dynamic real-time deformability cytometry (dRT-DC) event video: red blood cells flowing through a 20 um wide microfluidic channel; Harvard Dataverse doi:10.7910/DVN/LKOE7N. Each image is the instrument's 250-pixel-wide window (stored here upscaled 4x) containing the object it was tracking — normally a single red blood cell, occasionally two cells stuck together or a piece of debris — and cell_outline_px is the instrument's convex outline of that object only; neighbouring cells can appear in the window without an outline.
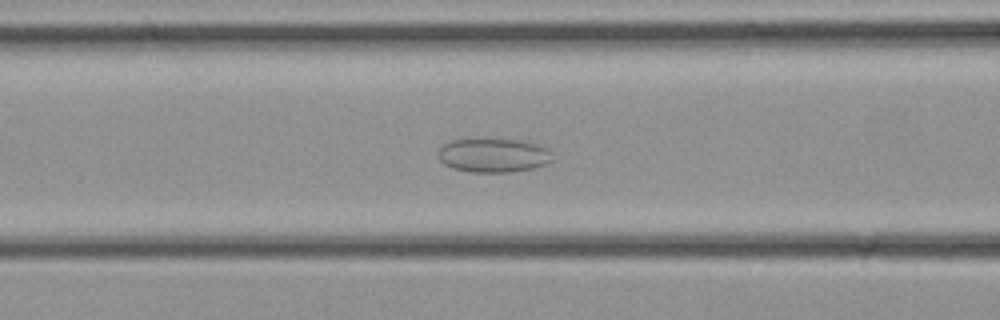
{"species": "common noctule bat (a hibernating species)", "species_latin": "Nyctalus noctula", "temperature_condition": "cold", "stored_images_in_passage": 34, "camera_frame_rate_fps": 3000, "um_per_image_px": 0.085, "animal": {"sex": "female", "body_mass_g": 21.9}, "frame": {"image": 1, "passage_image": 14, "time_ms": 4.333, "image_size_px": [1000, 320], "cell_outline_px": [[552, 160], [544, 164], [532, 168], [512, 172], [472, 172], [452, 168], [444, 164], [440, 160], [436, 152], [444, 144], [452, 140], [528, 140], [540, 144], [548, 148], [552, 152]], "centroid_in_image_um": [41.97, 13.2], "position_along_channel_um": 124.6, "area_um2": 22.66}}
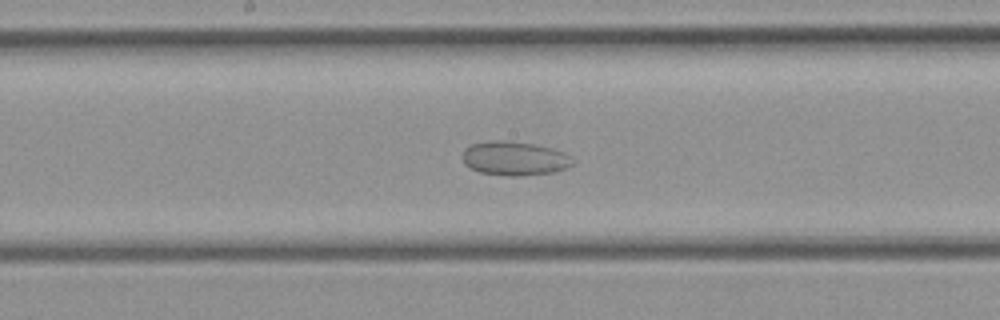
{"frame": {"image": 2, "passage_image": 18, "time_ms": 5.667, "image_size_px": [1000, 320], "cell_outline_px": [[572, 164], [564, 168], [552, 172], [520, 176], [504, 176], [480, 172], [464, 164], [464, 148], [472, 144], [488, 140], [504, 140], [532, 144], [552, 148], [564, 152], [572, 156]], "centroid_in_image_um": [43.72, 13.46], "position_along_channel_um": 204.5, "area_um2": 21.73}}
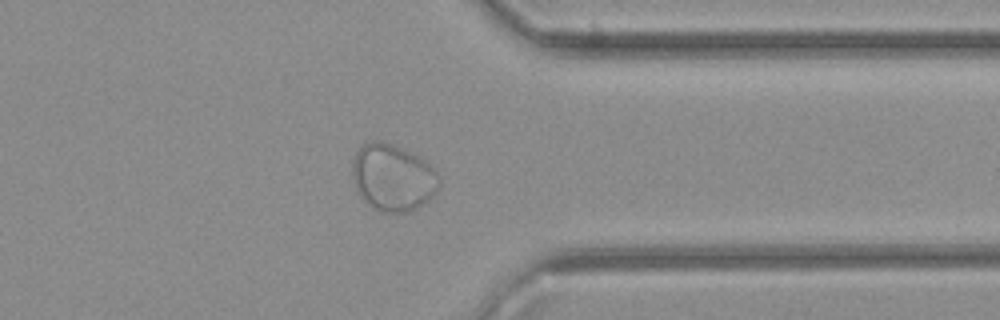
{"frame": {"image": 3, "passage_image": 27, "time_ms": 8.667, "image_size_px": [1000, 320], "cell_outline_px": [[440, 184], [436, 192], [424, 204], [408, 212], [380, 212], [372, 208], [364, 200], [356, 188], [352, 180], [352, 160], [356, 152], [364, 144], [372, 140], [380, 140], [420, 156], [440, 176]], "centroid_in_image_um": [33.38, 15.1], "position_along_channel_um": 378.0, "area_um2": 33.87}}